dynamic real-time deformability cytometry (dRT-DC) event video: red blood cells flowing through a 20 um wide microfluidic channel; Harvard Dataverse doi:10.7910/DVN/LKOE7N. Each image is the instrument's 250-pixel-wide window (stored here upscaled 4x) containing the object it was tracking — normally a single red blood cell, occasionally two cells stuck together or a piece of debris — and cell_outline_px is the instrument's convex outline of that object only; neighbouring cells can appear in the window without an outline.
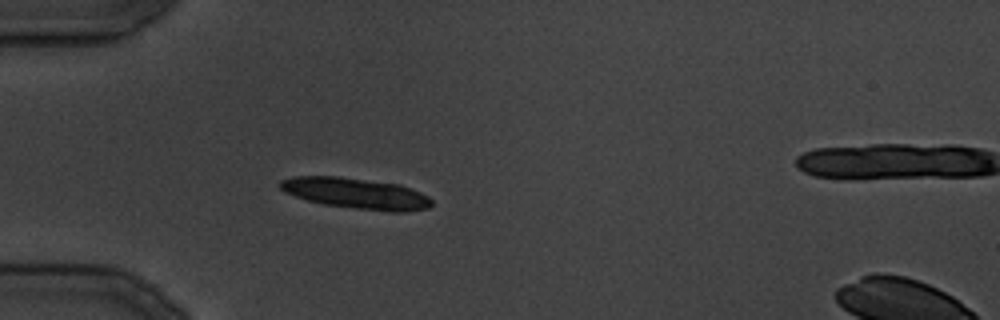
{"species": "common noctule bat (a hibernating species)", "species_latin": "Nyctalus noctula", "temperature_condition": "cold", "stored_images_in_passage": 18, "camera_frame_rate_fps": 3000, "um_per_image_px": 0.085, "animal": {"sex": "male", "body_mass_g": 19.5, "forearm_length_mm": 54.6}, "frame": {"image": 1, "passage_image": 3, "time_ms": 2.333, "image_size_px": [1000, 320], "cell_outline_px": [[432, 204], [428, 208], [404, 212], [392, 212], [356, 208], [324, 204], [308, 200], [284, 192], [280, 188], [280, 180], [292, 176], [340, 176], [400, 184], [420, 192], [428, 196], [432, 200]], "centroid_in_image_um": [30.27, 16.43], "position_along_channel_um": 54.7, "area_um2": 27.22}}